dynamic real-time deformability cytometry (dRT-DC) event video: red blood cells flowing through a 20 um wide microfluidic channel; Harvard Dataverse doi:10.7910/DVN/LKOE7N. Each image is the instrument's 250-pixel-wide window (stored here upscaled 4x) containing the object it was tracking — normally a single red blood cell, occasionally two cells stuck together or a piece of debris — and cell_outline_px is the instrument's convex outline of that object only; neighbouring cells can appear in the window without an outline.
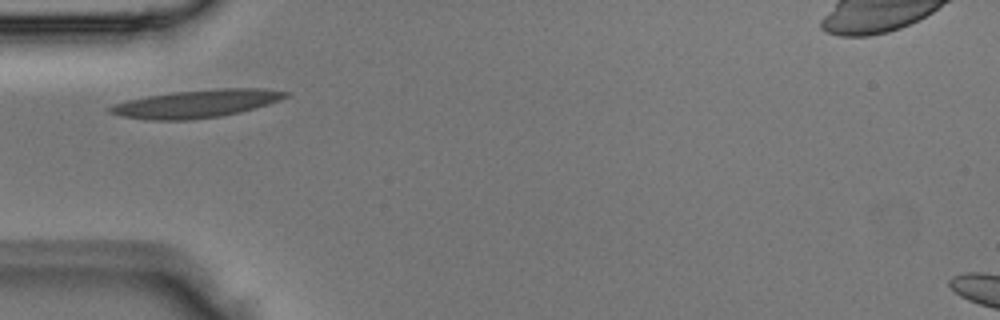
{"species": "Egyptian fruit bat (a non-hibernating species)", "species_latin": "Rousettus aegyptiacus", "temperature_condition": "room temperature", "stored_images_in_passage": 1, "camera_frame_rate_fps": 3000, "um_per_image_px": 0.085, "animal": {"sex": "male"}, "frame": {"image": 1, "passage_image": 1, "time_ms": 0.0, "image_size_px": [1000, 320], "cell_outline_px": [[288, 96], [280, 100], [268, 104], [240, 112], [220, 116], [188, 120], [152, 120], [120, 116], [112, 112], [108, 108], [116, 104], [128, 100], [148, 96], [172, 92], [216, 88], [264, 88], [288, 92]], "centroid_in_image_um": [16.75, 8.81], "position_along_channel_um": 68.3, "area_um2": 28.21}}